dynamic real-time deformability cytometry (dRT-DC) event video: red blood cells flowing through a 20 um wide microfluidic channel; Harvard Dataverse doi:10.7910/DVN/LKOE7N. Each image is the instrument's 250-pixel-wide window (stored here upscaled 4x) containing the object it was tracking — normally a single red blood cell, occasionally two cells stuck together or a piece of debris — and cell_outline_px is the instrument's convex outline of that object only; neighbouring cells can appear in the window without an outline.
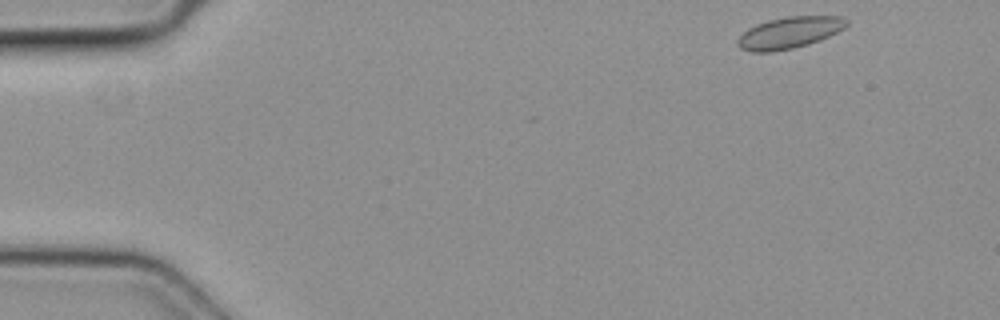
{"species": "common noctule bat (a hibernating species)", "species_latin": "Nyctalus noctula", "temperature_condition": "cold", "stored_images_in_passage": 3, "camera_frame_rate_fps": 3000, "um_per_image_px": 0.085, "animal": {"sex": "female", "body_mass_g": 19.3, "forearm_length_mm": 54.1}, "frame": {"image": 1, "passage_image": 1, "time_ms": 0.0, "image_size_px": [1000, 320], "cell_outline_px": [[848, 24], [844, 28], [820, 40], [808, 44], [792, 48], [772, 52], [752, 52], [740, 48], [736, 44], [736, 40], [748, 28], [756, 24], [768, 20], [788, 16], [844, 16], [848, 20]], "centroid_in_image_um": [67.09, 2.77], "position_along_channel_um": 17.9, "area_um2": 20.06}}